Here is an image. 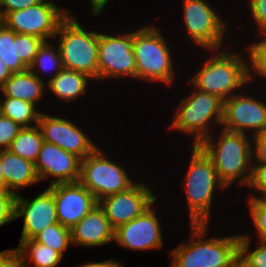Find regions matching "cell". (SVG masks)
I'll return each mask as SVG.
<instances>
[{"label":"cell","mask_w":266,"mask_h":267,"mask_svg":"<svg viewBox=\"0 0 266 267\" xmlns=\"http://www.w3.org/2000/svg\"><path fill=\"white\" fill-rule=\"evenodd\" d=\"M69 14V9L61 8L54 0H43L26 9L8 12L2 18V23L15 33L54 41L60 23Z\"/></svg>","instance_id":"cell-10"},{"label":"cell","mask_w":266,"mask_h":267,"mask_svg":"<svg viewBox=\"0 0 266 267\" xmlns=\"http://www.w3.org/2000/svg\"><path fill=\"white\" fill-rule=\"evenodd\" d=\"M22 128L12 119L0 114V150H7Z\"/></svg>","instance_id":"cell-34"},{"label":"cell","mask_w":266,"mask_h":267,"mask_svg":"<svg viewBox=\"0 0 266 267\" xmlns=\"http://www.w3.org/2000/svg\"><path fill=\"white\" fill-rule=\"evenodd\" d=\"M47 188L54 195L58 222L69 229L98 204L95 196L80 182L59 183Z\"/></svg>","instance_id":"cell-17"},{"label":"cell","mask_w":266,"mask_h":267,"mask_svg":"<svg viewBox=\"0 0 266 267\" xmlns=\"http://www.w3.org/2000/svg\"><path fill=\"white\" fill-rule=\"evenodd\" d=\"M42 1L43 0H0V16L3 18L8 12L26 9Z\"/></svg>","instance_id":"cell-38"},{"label":"cell","mask_w":266,"mask_h":267,"mask_svg":"<svg viewBox=\"0 0 266 267\" xmlns=\"http://www.w3.org/2000/svg\"><path fill=\"white\" fill-rule=\"evenodd\" d=\"M190 152L187 172L181 183L187 200L189 224H209L215 192L218 188L222 192L227 188L219 180L212 160L198 145H192Z\"/></svg>","instance_id":"cell-4"},{"label":"cell","mask_w":266,"mask_h":267,"mask_svg":"<svg viewBox=\"0 0 266 267\" xmlns=\"http://www.w3.org/2000/svg\"><path fill=\"white\" fill-rule=\"evenodd\" d=\"M99 147L81 160L79 182L84 185L97 201L109 195L125 191L133 186L137 179L128 175V171L119 163L110 160Z\"/></svg>","instance_id":"cell-8"},{"label":"cell","mask_w":266,"mask_h":267,"mask_svg":"<svg viewBox=\"0 0 266 267\" xmlns=\"http://www.w3.org/2000/svg\"><path fill=\"white\" fill-rule=\"evenodd\" d=\"M192 90L189 96L186 95L178 102L172 116L173 122L168 128L194 136L193 145L197 146L213 133L210 124L215 123L218 127L222 125L224 101L216 95L197 90L194 86Z\"/></svg>","instance_id":"cell-6"},{"label":"cell","mask_w":266,"mask_h":267,"mask_svg":"<svg viewBox=\"0 0 266 267\" xmlns=\"http://www.w3.org/2000/svg\"><path fill=\"white\" fill-rule=\"evenodd\" d=\"M59 48L62 66L82 72L98 80V43L99 32L88 31L70 13L59 25L55 41Z\"/></svg>","instance_id":"cell-7"},{"label":"cell","mask_w":266,"mask_h":267,"mask_svg":"<svg viewBox=\"0 0 266 267\" xmlns=\"http://www.w3.org/2000/svg\"><path fill=\"white\" fill-rule=\"evenodd\" d=\"M246 188L257 193V196L250 194V197L266 198V163H252L251 179Z\"/></svg>","instance_id":"cell-33"},{"label":"cell","mask_w":266,"mask_h":267,"mask_svg":"<svg viewBox=\"0 0 266 267\" xmlns=\"http://www.w3.org/2000/svg\"><path fill=\"white\" fill-rule=\"evenodd\" d=\"M44 42L43 39L27 34H19L20 59L29 67L38 52L39 47Z\"/></svg>","instance_id":"cell-32"},{"label":"cell","mask_w":266,"mask_h":267,"mask_svg":"<svg viewBox=\"0 0 266 267\" xmlns=\"http://www.w3.org/2000/svg\"><path fill=\"white\" fill-rule=\"evenodd\" d=\"M0 109L1 114L12 119L22 127L38 125L41 114V111L33 103L12 97L0 98Z\"/></svg>","instance_id":"cell-25"},{"label":"cell","mask_w":266,"mask_h":267,"mask_svg":"<svg viewBox=\"0 0 266 267\" xmlns=\"http://www.w3.org/2000/svg\"><path fill=\"white\" fill-rule=\"evenodd\" d=\"M0 196H17L15 193L10 192L6 185L0 181Z\"/></svg>","instance_id":"cell-43"},{"label":"cell","mask_w":266,"mask_h":267,"mask_svg":"<svg viewBox=\"0 0 266 267\" xmlns=\"http://www.w3.org/2000/svg\"><path fill=\"white\" fill-rule=\"evenodd\" d=\"M221 130L219 139H214L212 133L198 146L212 160L219 180L227 189L235 181L246 188L252 172V137L223 128Z\"/></svg>","instance_id":"cell-2"},{"label":"cell","mask_w":266,"mask_h":267,"mask_svg":"<svg viewBox=\"0 0 266 267\" xmlns=\"http://www.w3.org/2000/svg\"><path fill=\"white\" fill-rule=\"evenodd\" d=\"M50 41H44L39 47L37 54L33 60V63L28 67V69L34 73L41 81H45L43 76L48 75L47 73H52L47 79V83L53 79L62 69V60L57 46L51 45ZM43 73V74H40Z\"/></svg>","instance_id":"cell-24"},{"label":"cell","mask_w":266,"mask_h":267,"mask_svg":"<svg viewBox=\"0 0 266 267\" xmlns=\"http://www.w3.org/2000/svg\"><path fill=\"white\" fill-rule=\"evenodd\" d=\"M248 6L250 14L254 24L257 27L260 35H263L266 32V0H249Z\"/></svg>","instance_id":"cell-35"},{"label":"cell","mask_w":266,"mask_h":267,"mask_svg":"<svg viewBox=\"0 0 266 267\" xmlns=\"http://www.w3.org/2000/svg\"><path fill=\"white\" fill-rule=\"evenodd\" d=\"M252 240L251 235L240 233L238 265L240 267H266V243L258 241V246L251 250Z\"/></svg>","instance_id":"cell-29"},{"label":"cell","mask_w":266,"mask_h":267,"mask_svg":"<svg viewBox=\"0 0 266 267\" xmlns=\"http://www.w3.org/2000/svg\"><path fill=\"white\" fill-rule=\"evenodd\" d=\"M109 1L110 0H89L92 15H100Z\"/></svg>","instance_id":"cell-41"},{"label":"cell","mask_w":266,"mask_h":267,"mask_svg":"<svg viewBox=\"0 0 266 267\" xmlns=\"http://www.w3.org/2000/svg\"><path fill=\"white\" fill-rule=\"evenodd\" d=\"M2 173H3V166H2L1 150H0V181H2Z\"/></svg>","instance_id":"cell-44"},{"label":"cell","mask_w":266,"mask_h":267,"mask_svg":"<svg viewBox=\"0 0 266 267\" xmlns=\"http://www.w3.org/2000/svg\"><path fill=\"white\" fill-rule=\"evenodd\" d=\"M43 142V135L38 125L23 127L7 150L35 163Z\"/></svg>","instance_id":"cell-26"},{"label":"cell","mask_w":266,"mask_h":267,"mask_svg":"<svg viewBox=\"0 0 266 267\" xmlns=\"http://www.w3.org/2000/svg\"><path fill=\"white\" fill-rule=\"evenodd\" d=\"M258 34L260 38L258 41L254 40L253 43H250L247 48L245 56L248 58V83H251V80L256 78H264L266 82V37L264 35ZM248 56H247V55ZM259 76V77H258ZM253 78V79H252Z\"/></svg>","instance_id":"cell-30"},{"label":"cell","mask_w":266,"mask_h":267,"mask_svg":"<svg viewBox=\"0 0 266 267\" xmlns=\"http://www.w3.org/2000/svg\"><path fill=\"white\" fill-rule=\"evenodd\" d=\"M33 239L57 251L62 257L69 246L73 245L71 229L61 225L59 222L49 225Z\"/></svg>","instance_id":"cell-28"},{"label":"cell","mask_w":266,"mask_h":267,"mask_svg":"<svg viewBox=\"0 0 266 267\" xmlns=\"http://www.w3.org/2000/svg\"><path fill=\"white\" fill-rule=\"evenodd\" d=\"M17 249L23 267H28L27 262L34 267H57L63 259L57 251L34 239L19 242Z\"/></svg>","instance_id":"cell-23"},{"label":"cell","mask_w":266,"mask_h":267,"mask_svg":"<svg viewBox=\"0 0 266 267\" xmlns=\"http://www.w3.org/2000/svg\"><path fill=\"white\" fill-rule=\"evenodd\" d=\"M183 23L189 41L207 50L225 48L227 24L206 0H183Z\"/></svg>","instance_id":"cell-9"},{"label":"cell","mask_w":266,"mask_h":267,"mask_svg":"<svg viewBox=\"0 0 266 267\" xmlns=\"http://www.w3.org/2000/svg\"><path fill=\"white\" fill-rule=\"evenodd\" d=\"M114 231L103 208L97 204L71 228L72 244L86 248L111 244L114 242Z\"/></svg>","instance_id":"cell-19"},{"label":"cell","mask_w":266,"mask_h":267,"mask_svg":"<svg viewBox=\"0 0 266 267\" xmlns=\"http://www.w3.org/2000/svg\"><path fill=\"white\" fill-rule=\"evenodd\" d=\"M0 59L13 73L24 72L28 67L20 59L19 34L0 25Z\"/></svg>","instance_id":"cell-27"},{"label":"cell","mask_w":266,"mask_h":267,"mask_svg":"<svg viewBox=\"0 0 266 267\" xmlns=\"http://www.w3.org/2000/svg\"><path fill=\"white\" fill-rule=\"evenodd\" d=\"M252 163H266V131L252 135Z\"/></svg>","instance_id":"cell-37"},{"label":"cell","mask_w":266,"mask_h":267,"mask_svg":"<svg viewBox=\"0 0 266 267\" xmlns=\"http://www.w3.org/2000/svg\"><path fill=\"white\" fill-rule=\"evenodd\" d=\"M47 83L41 81L29 69L24 72L13 73L0 87L3 97L18 98L37 106L46 94ZM45 92V93H44Z\"/></svg>","instance_id":"cell-21"},{"label":"cell","mask_w":266,"mask_h":267,"mask_svg":"<svg viewBox=\"0 0 266 267\" xmlns=\"http://www.w3.org/2000/svg\"><path fill=\"white\" fill-rule=\"evenodd\" d=\"M208 51L211 52L207 60H204L203 66L188 81L190 86L216 95L223 101L241 92L240 90H246L249 84L248 57L242 56L244 54L241 52H233L232 49Z\"/></svg>","instance_id":"cell-3"},{"label":"cell","mask_w":266,"mask_h":267,"mask_svg":"<svg viewBox=\"0 0 266 267\" xmlns=\"http://www.w3.org/2000/svg\"><path fill=\"white\" fill-rule=\"evenodd\" d=\"M16 197L17 196H0V227L16 220Z\"/></svg>","instance_id":"cell-36"},{"label":"cell","mask_w":266,"mask_h":267,"mask_svg":"<svg viewBox=\"0 0 266 267\" xmlns=\"http://www.w3.org/2000/svg\"><path fill=\"white\" fill-rule=\"evenodd\" d=\"M20 264L18 249L0 251V267H17Z\"/></svg>","instance_id":"cell-39"},{"label":"cell","mask_w":266,"mask_h":267,"mask_svg":"<svg viewBox=\"0 0 266 267\" xmlns=\"http://www.w3.org/2000/svg\"><path fill=\"white\" fill-rule=\"evenodd\" d=\"M158 26L150 24L133 31V49L136 59V79L173 84L176 76L170 46Z\"/></svg>","instance_id":"cell-5"},{"label":"cell","mask_w":266,"mask_h":267,"mask_svg":"<svg viewBox=\"0 0 266 267\" xmlns=\"http://www.w3.org/2000/svg\"><path fill=\"white\" fill-rule=\"evenodd\" d=\"M155 205L156 202L140 216L118 226L114 231V241L119 246L134 251L162 248L164 237Z\"/></svg>","instance_id":"cell-15"},{"label":"cell","mask_w":266,"mask_h":267,"mask_svg":"<svg viewBox=\"0 0 266 267\" xmlns=\"http://www.w3.org/2000/svg\"><path fill=\"white\" fill-rule=\"evenodd\" d=\"M243 91L224 101L221 128L250 136L266 131V102Z\"/></svg>","instance_id":"cell-12"},{"label":"cell","mask_w":266,"mask_h":267,"mask_svg":"<svg viewBox=\"0 0 266 267\" xmlns=\"http://www.w3.org/2000/svg\"><path fill=\"white\" fill-rule=\"evenodd\" d=\"M38 126L45 142L54 144L81 160L98 148L90 136L68 118L41 112Z\"/></svg>","instance_id":"cell-14"},{"label":"cell","mask_w":266,"mask_h":267,"mask_svg":"<svg viewBox=\"0 0 266 267\" xmlns=\"http://www.w3.org/2000/svg\"><path fill=\"white\" fill-rule=\"evenodd\" d=\"M35 168L40 181L51 179L49 186L74 183L79 182L81 159L44 141L36 159Z\"/></svg>","instance_id":"cell-18"},{"label":"cell","mask_w":266,"mask_h":267,"mask_svg":"<svg viewBox=\"0 0 266 267\" xmlns=\"http://www.w3.org/2000/svg\"><path fill=\"white\" fill-rule=\"evenodd\" d=\"M13 74V72L6 66V64L0 59V87L6 82V80Z\"/></svg>","instance_id":"cell-42"},{"label":"cell","mask_w":266,"mask_h":267,"mask_svg":"<svg viewBox=\"0 0 266 267\" xmlns=\"http://www.w3.org/2000/svg\"><path fill=\"white\" fill-rule=\"evenodd\" d=\"M133 32L113 35L99 32L98 81L108 78L136 79Z\"/></svg>","instance_id":"cell-11"},{"label":"cell","mask_w":266,"mask_h":267,"mask_svg":"<svg viewBox=\"0 0 266 267\" xmlns=\"http://www.w3.org/2000/svg\"><path fill=\"white\" fill-rule=\"evenodd\" d=\"M18 218H24L19 242L33 239L49 225L58 223L53 193L45 188L31 200L19 193L15 202V219Z\"/></svg>","instance_id":"cell-16"},{"label":"cell","mask_w":266,"mask_h":267,"mask_svg":"<svg viewBox=\"0 0 266 267\" xmlns=\"http://www.w3.org/2000/svg\"><path fill=\"white\" fill-rule=\"evenodd\" d=\"M157 199L148 184L138 181L125 191L102 198L98 204L116 229L143 214Z\"/></svg>","instance_id":"cell-13"},{"label":"cell","mask_w":266,"mask_h":267,"mask_svg":"<svg viewBox=\"0 0 266 267\" xmlns=\"http://www.w3.org/2000/svg\"><path fill=\"white\" fill-rule=\"evenodd\" d=\"M248 207L258 241L266 243V198L248 197Z\"/></svg>","instance_id":"cell-31"},{"label":"cell","mask_w":266,"mask_h":267,"mask_svg":"<svg viewBox=\"0 0 266 267\" xmlns=\"http://www.w3.org/2000/svg\"><path fill=\"white\" fill-rule=\"evenodd\" d=\"M190 237L171 251L170 267H236L240 233L210 237L208 224H190Z\"/></svg>","instance_id":"cell-1"},{"label":"cell","mask_w":266,"mask_h":267,"mask_svg":"<svg viewBox=\"0 0 266 267\" xmlns=\"http://www.w3.org/2000/svg\"><path fill=\"white\" fill-rule=\"evenodd\" d=\"M77 267H123V263L112 258L105 261L89 262Z\"/></svg>","instance_id":"cell-40"},{"label":"cell","mask_w":266,"mask_h":267,"mask_svg":"<svg viewBox=\"0 0 266 267\" xmlns=\"http://www.w3.org/2000/svg\"><path fill=\"white\" fill-rule=\"evenodd\" d=\"M89 80L93 79L85 73L63 68L47 83V90L58 99L70 103L87 93Z\"/></svg>","instance_id":"cell-22"},{"label":"cell","mask_w":266,"mask_h":267,"mask_svg":"<svg viewBox=\"0 0 266 267\" xmlns=\"http://www.w3.org/2000/svg\"><path fill=\"white\" fill-rule=\"evenodd\" d=\"M1 159L2 182L10 192L18 195V189L40 183L34 162L21 158L9 150H1Z\"/></svg>","instance_id":"cell-20"}]
</instances>
